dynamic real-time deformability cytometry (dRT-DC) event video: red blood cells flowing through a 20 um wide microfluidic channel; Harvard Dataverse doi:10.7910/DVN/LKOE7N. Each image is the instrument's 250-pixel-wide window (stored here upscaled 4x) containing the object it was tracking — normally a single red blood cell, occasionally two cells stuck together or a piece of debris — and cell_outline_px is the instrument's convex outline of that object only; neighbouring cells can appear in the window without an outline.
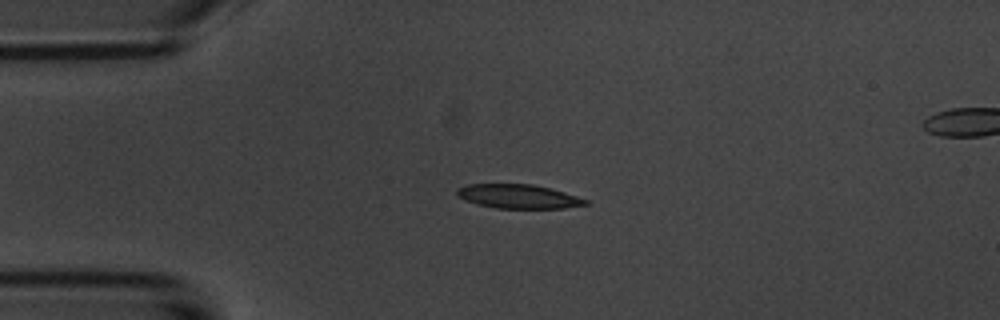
{"species": "common noctule bat (a hibernating species)", "species_latin": "Nyctalus noctula", "temperature_condition": "room temperature", "stored_images_in_passage": 43, "camera_frame_rate_fps": 3000, "um_per_image_px": 0.085, "animal": {"sex": "male", "body_mass_g": 20.1, "forearm_length_mm": 53.5}, "frame": {"image": 1, "passage_image": 1, "time_ms": 0.0, "image_size_px": [1000, 320], "cell_outline_px": [[592, 204], [564, 208], [496, 208], [476, 204], [464, 200], [456, 196], [456, 188], [468, 184], [532, 184], [552, 188], [588, 200]], "centroid_in_image_um": [44.05, 16.69], "position_along_channel_um": 40.9, "area_um2": 18.21}}
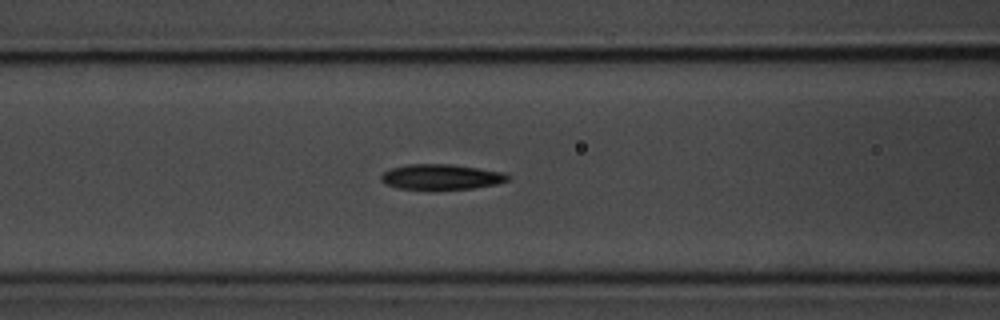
{"frame": {"image": 2, "passage_image": 10, "time_ms": 3.0, "image_size_px": [1000, 320], "cell_outline_px": [[512, 176], [508, 180], [496, 184], [472, 188], [432, 192], [428, 192], [396, 188], [380, 180], [380, 176], [388, 168], [408, 164], [452, 164], [504, 172]], "centroid_in_image_um": [37.46, 15.07], "position_along_channel_um": 129.1, "area_um2": 19.59}}
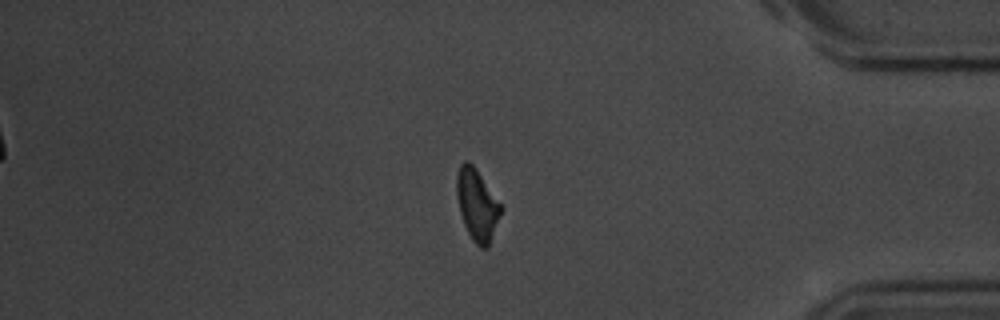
{"frame": {"image": 3, "passage_image": 34, "time_ms": 11.0, "image_size_px": [1000, 320], "cell_outline_px": [[504, 208], [488, 248], [480, 248], [472, 240], [464, 224], [460, 212], [456, 196], [456, 176], [460, 164], [464, 160], [468, 160], [476, 168], [504, 204]], "centroid_in_image_um": [40.59, 17.38], "position_along_channel_um": 394.6, "area_um2": 19.07}}